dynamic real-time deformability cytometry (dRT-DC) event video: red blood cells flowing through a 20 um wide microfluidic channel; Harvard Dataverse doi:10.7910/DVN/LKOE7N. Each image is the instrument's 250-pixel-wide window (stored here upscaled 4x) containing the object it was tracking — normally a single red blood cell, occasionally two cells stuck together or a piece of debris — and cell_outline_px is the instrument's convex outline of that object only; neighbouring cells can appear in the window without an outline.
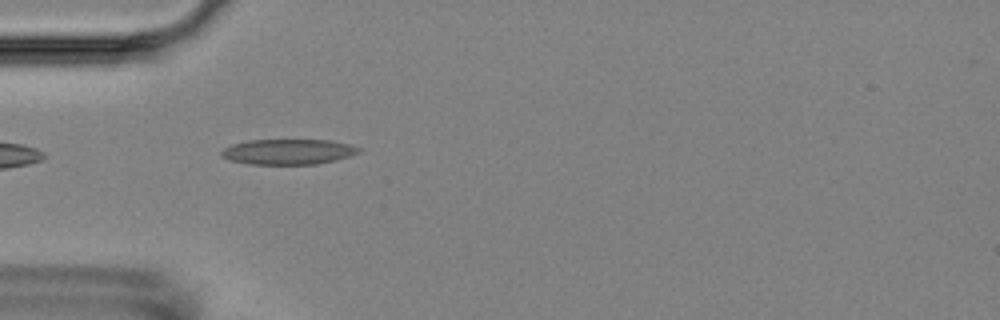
{"species": "Egyptian fruit bat (a non-hibernating species)", "species_latin": "Rousettus aegyptiacus", "temperature_condition": "room temperature", "stored_images_in_passage": 3, "camera_frame_rate_fps": 3000, "um_per_image_px": 0.085, "animal": {"sex": "female"}, "frame": {"image": 1, "passage_image": 2, "time_ms": 1.333, "image_size_px": [1000, 320], "cell_outline_px": [[360, 152], [336, 160], [316, 164], [248, 164], [228, 160], [220, 156], [220, 152], [224, 148], [232, 144], [248, 140], [328, 140], [348, 144], [360, 148]], "centroid_in_image_um": [24.44, 12.9], "position_along_channel_um": 60.6, "area_um2": 20.29}}
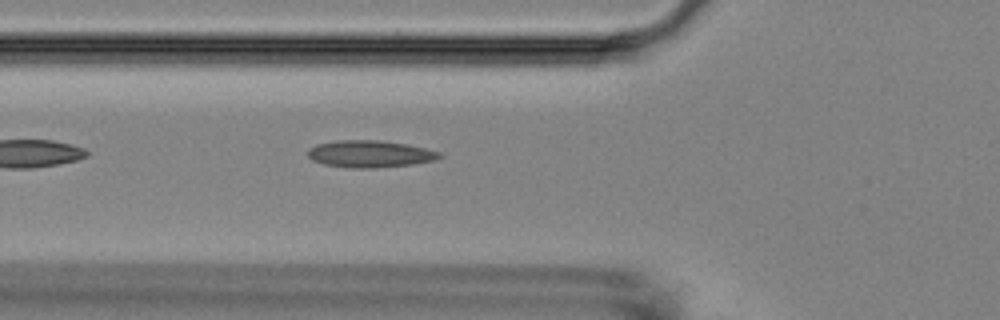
{"frame": {"image": 2, "passage_image": 3, "time_ms": 2.333, "image_size_px": [1000, 320], "cell_outline_px": [[444, 156], [432, 160], [408, 164], [376, 168], [352, 168], [324, 164], [312, 160], [308, 156], [308, 148], [316, 144], [336, 140], [380, 140], [408, 144], [440, 152]], "centroid_in_image_um": [31.4, 13.07], "position_along_channel_um": 94.4, "area_um2": 20.63}}